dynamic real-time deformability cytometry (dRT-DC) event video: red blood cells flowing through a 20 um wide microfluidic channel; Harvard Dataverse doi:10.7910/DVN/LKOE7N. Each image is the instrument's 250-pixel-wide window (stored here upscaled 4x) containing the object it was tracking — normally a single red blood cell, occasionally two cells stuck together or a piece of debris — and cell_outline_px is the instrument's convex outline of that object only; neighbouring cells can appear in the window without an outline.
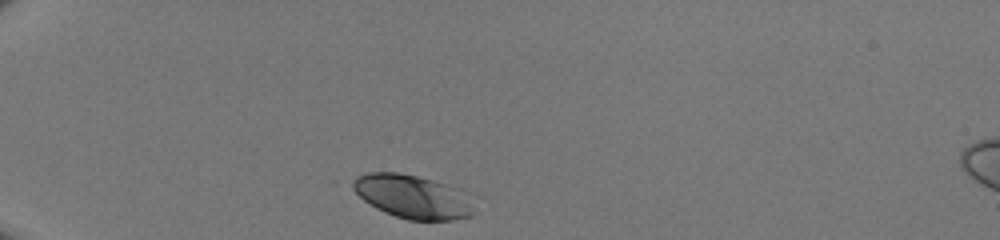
{"species": "human", "species_latin": "Homo sapiens", "temperature_condition": "room temperature", "stored_images_in_passage": 30, "camera_frame_rate_fps": 3000, "um_per_image_px": 0.085, "donor": {"sex": "male"}, "frame": {"image": 1, "passage_image": 1, "time_ms": 0.0, "image_size_px": [1000, 240], "cell_outline_px": [[472, 216], [452, 220], [408, 220], [384, 212], [376, 208], [364, 200], [344, 184], [348, 180], [356, 176], [368, 172], [400, 172], [432, 180], [460, 188], [468, 192], [472, 212]], "centroid_in_image_um": [34.98, 16.69], "position_along_channel_um": 50.0, "area_um2": 31.33}}
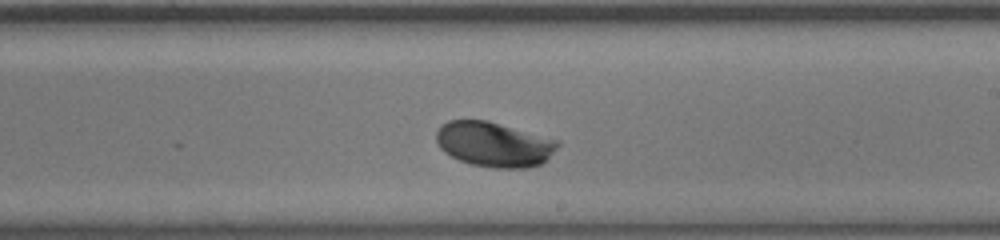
{"frame": {"image": 2, "passage_image": 18, "time_ms": 5.667, "image_size_px": [1000, 240], "cell_outline_px": [[560, 144], [540, 164], [528, 168], [492, 168], [472, 164], [460, 160], [444, 152], [440, 148], [436, 140], [436, 132], [440, 124], [448, 120], [488, 120], [560, 140]], "centroid_in_image_um": [41.97, 12.25], "position_along_channel_um": 247.0, "area_um2": 31.85}}
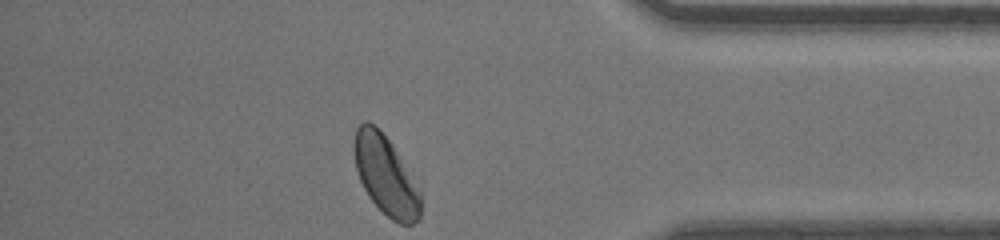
{"frame": {"image": 3, "passage_image": 30, "time_ms": 9.667, "image_size_px": [1000, 240], "cell_outline_px": [[420, 220], [412, 224], [400, 224], [392, 220], [368, 196], [360, 180], [356, 168], [352, 148], [352, 144], [356, 128], [364, 120], [368, 120], [392, 144], [420, 192]], "centroid_in_image_um": [32.75, 14.9], "position_along_channel_um": 402.5, "area_um2": 30.17}}